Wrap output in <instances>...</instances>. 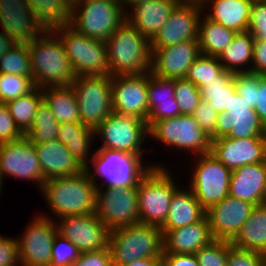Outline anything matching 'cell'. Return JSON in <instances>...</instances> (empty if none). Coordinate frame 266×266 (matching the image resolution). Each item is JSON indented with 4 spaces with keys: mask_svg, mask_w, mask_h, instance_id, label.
Here are the masks:
<instances>
[{
    "mask_svg": "<svg viewBox=\"0 0 266 266\" xmlns=\"http://www.w3.org/2000/svg\"><path fill=\"white\" fill-rule=\"evenodd\" d=\"M202 7L177 4L168 20L151 40V48H164L186 40L198 39Z\"/></svg>",
    "mask_w": 266,
    "mask_h": 266,
    "instance_id": "22",
    "label": "cell"
},
{
    "mask_svg": "<svg viewBox=\"0 0 266 266\" xmlns=\"http://www.w3.org/2000/svg\"><path fill=\"white\" fill-rule=\"evenodd\" d=\"M160 258H145V259H139V260H135L132 261L129 264H123L120 266H155L156 262L159 260Z\"/></svg>",
    "mask_w": 266,
    "mask_h": 266,
    "instance_id": "57",
    "label": "cell"
},
{
    "mask_svg": "<svg viewBox=\"0 0 266 266\" xmlns=\"http://www.w3.org/2000/svg\"><path fill=\"white\" fill-rule=\"evenodd\" d=\"M59 122L52 110L43 101L33 118L30 129L24 134L29 142L42 144L57 140Z\"/></svg>",
    "mask_w": 266,
    "mask_h": 266,
    "instance_id": "39",
    "label": "cell"
},
{
    "mask_svg": "<svg viewBox=\"0 0 266 266\" xmlns=\"http://www.w3.org/2000/svg\"><path fill=\"white\" fill-rule=\"evenodd\" d=\"M218 114L219 113L203 99L193 113V117L197 120L200 127L211 136L212 140H214V131L216 129Z\"/></svg>",
    "mask_w": 266,
    "mask_h": 266,
    "instance_id": "50",
    "label": "cell"
},
{
    "mask_svg": "<svg viewBox=\"0 0 266 266\" xmlns=\"http://www.w3.org/2000/svg\"><path fill=\"white\" fill-rule=\"evenodd\" d=\"M162 233L163 253L195 254L214 240L206 216L199 222L174 230H162Z\"/></svg>",
    "mask_w": 266,
    "mask_h": 266,
    "instance_id": "27",
    "label": "cell"
},
{
    "mask_svg": "<svg viewBox=\"0 0 266 266\" xmlns=\"http://www.w3.org/2000/svg\"><path fill=\"white\" fill-rule=\"evenodd\" d=\"M177 4L184 5H194L198 7H203L206 3V0H174Z\"/></svg>",
    "mask_w": 266,
    "mask_h": 266,
    "instance_id": "58",
    "label": "cell"
},
{
    "mask_svg": "<svg viewBox=\"0 0 266 266\" xmlns=\"http://www.w3.org/2000/svg\"><path fill=\"white\" fill-rule=\"evenodd\" d=\"M42 102V90L39 87H35L28 94L6 103L16 126L23 134L30 129L33 118Z\"/></svg>",
    "mask_w": 266,
    "mask_h": 266,
    "instance_id": "38",
    "label": "cell"
},
{
    "mask_svg": "<svg viewBox=\"0 0 266 266\" xmlns=\"http://www.w3.org/2000/svg\"><path fill=\"white\" fill-rule=\"evenodd\" d=\"M211 154L231 171L243 165L266 161L265 138H229L212 140Z\"/></svg>",
    "mask_w": 266,
    "mask_h": 266,
    "instance_id": "21",
    "label": "cell"
},
{
    "mask_svg": "<svg viewBox=\"0 0 266 266\" xmlns=\"http://www.w3.org/2000/svg\"><path fill=\"white\" fill-rule=\"evenodd\" d=\"M227 266H264V254L233 247L228 241Z\"/></svg>",
    "mask_w": 266,
    "mask_h": 266,
    "instance_id": "47",
    "label": "cell"
},
{
    "mask_svg": "<svg viewBox=\"0 0 266 266\" xmlns=\"http://www.w3.org/2000/svg\"><path fill=\"white\" fill-rule=\"evenodd\" d=\"M174 94L175 79L160 78L148 72L149 114L146 120L148 128L155 121L181 115Z\"/></svg>",
    "mask_w": 266,
    "mask_h": 266,
    "instance_id": "28",
    "label": "cell"
},
{
    "mask_svg": "<svg viewBox=\"0 0 266 266\" xmlns=\"http://www.w3.org/2000/svg\"><path fill=\"white\" fill-rule=\"evenodd\" d=\"M0 174L3 180L6 176L34 182L38 190L45 182L34 144L25 136L0 144Z\"/></svg>",
    "mask_w": 266,
    "mask_h": 266,
    "instance_id": "15",
    "label": "cell"
},
{
    "mask_svg": "<svg viewBox=\"0 0 266 266\" xmlns=\"http://www.w3.org/2000/svg\"><path fill=\"white\" fill-rule=\"evenodd\" d=\"M221 137L265 138V126L257 112L237 92L231 96L229 109L218 114L214 139Z\"/></svg>",
    "mask_w": 266,
    "mask_h": 266,
    "instance_id": "17",
    "label": "cell"
},
{
    "mask_svg": "<svg viewBox=\"0 0 266 266\" xmlns=\"http://www.w3.org/2000/svg\"><path fill=\"white\" fill-rule=\"evenodd\" d=\"M155 266H169L168 263L161 257L155 264Z\"/></svg>",
    "mask_w": 266,
    "mask_h": 266,
    "instance_id": "61",
    "label": "cell"
},
{
    "mask_svg": "<svg viewBox=\"0 0 266 266\" xmlns=\"http://www.w3.org/2000/svg\"><path fill=\"white\" fill-rule=\"evenodd\" d=\"M137 190L138 186L97 188L95 214L109 231L140 222Z\"/></svg>",
    "mask_w": 266,
    "mask_h": 266,
    "instance_id": "13",
    "label": "cell"
},
{
    "mask_svg": "<svg viewBox=\"0 0 266 266\" xmlns=\"http://www.w3.org/2000/svg\"><path fill=\"white\" fill-rule=\"evenodd\" d=\"M252 72L266 75V41L254 39Z\"/></svg>",
    "mask_w": 266,
    "mask_h": 266,
    "instance_id": "53",
    "label": "cell"
},
{
    "mask_svg": "<svg viewBox=\"0 0 266 266\" xmlns=\"http://www.w3.org/2000/svg\"><path fill=\"white\" fill-rule=\"evenodd\" d=\"M234 86L240 97L254 109L259 89V74L253 72L235 73Z\"/></svg>",
    "mask_w": 266,
    "mask_h": 266,
    "instance_id": "46",
    "label": "cell"
},
{
    "mask_svg": "<svg viewBox=\"0 0 266 266\" xmlns=\"http://www.w3.org/2000/svg\"><path fill=\"white\" fill-rule=\"evenodd\" d=\"M264 266H266V254H264Z\"/></svg>",
    "mask_w": 266,
    "mask_h": 266,
    "instance_id": "63",
    "label": "cell"
},
{
    "mask_svg": "<svg viewBox=\"0 0 266 266\" xmlns=\"http://www.w3.org/2000/svg\"><path fill=\"white\" fill-rule=\"evenodd\" d=\"M151 73L165 79L185 78L189 67L201 55L198 39L164 48H151Z\"/></svg>",
    "mask_w": 266,
    "mask_h": 266,
    "instance_id": "20",
    "label": "cell"
},
{
    "mask_svg": "<svg viewBox=\"0 0 266 266\" xmlns=\"http://www.w3.org/2000/svg\"><path fill=\"white\" fill-rule=\"evenodd\" d=\"M40 213L34 215L24 233L17 236L19 261L25 266H49L51 263L57 226L52 217Z\"/></svg>",
    "mask_w": 266,
    "mask_h": 266,
    "instance_id": "14",
    "label": "cell"
},
{
    "mask_svg": "<svg viewBox=\"0 0 266 266\" xmlns=\"http://www.w3.org/2000/svg\"><path fill=\"white\" fill-rule=\"evenodd\" d=\"M0 73L32 78L30 54L27 44H16L0 57Z\"/></svg>",
    "mask_w": 266,
    "mask_h": 266,
    "instance_id": "41",
    "label": "cell"
},
{
    "mask_svg": "<svg viewBox=\"0 0 266 266\" xmlns=\"http://www.w3.org/2000/svg\"><path fill=\"white\" fill-rule=\"evenodd\" d=\"M41 90L43 101L59 123L81 122L75 91L71 85L46 87Z\"/></svg>",
    "mask_w": 266,
    "mask_h": 266,
    "instance_id": "34",
    "label": "cell"
},
{
    "mask_svg": "<svg viewBox=\"0 0 266 266\" xmlns=\"http://www.w3.org/2000/svg\"><path fill=\"white\" fill-rule=\"evenodd\" d=\"M109 1L120 2V0H109Z\"/></svg>",
    "mask_w": 266,
    "mask_h": 266,
    "instance_id": "64",
    "label": "cell"
},
{
    "mask_svg": "<svg viewBox=\"0 0 266 266\" xmlns=\"http://www.w3.org/2000/svg\"><path fill=\"white\" fill-rule=\"evenodd\" d=\"M43 179L75 176L84 168L59 140L34 144Z\"/></svg>",
    "mask_w": 266,
    "mask_h": 266,
    "instance_id": "26",
    "label": "cell"
},
{
    "mask_svg": "<svg viewBox=\"0 0 266 266\" xmlns=\"http://www.w3.org/2000/svg\"><path fill=\"white\" fill-rule=\"evenodd\" d=\"M53 32L60 38L76 76L109 75L104 41L89 38L70 25Z\"/></svg>",
    "mask_w": 266,
    "mask_h": 266,
    "instance_id": "9",
    "label": "cell"
},
{
    "mask_svg": "<svg viewBox=\"0 0 266 266\" xmlns=\"http://www.w3.org/2000/svg\"><path fill=\"white\" fill-rule=\"evenodd\" d=\"M55 222L57 233L74 244L80 253L108 247L110 231L95 213L64 216Z\"/></svg>",
    "mask_w": 266,
    "mask_h": 266,
    "instance_id": "16",
    "label": "cell"
},
{
    "mask_svg": "<svg viewBox=\"0 0 266 266\" xmlns=\"http://www.w3.org/2000/svg\"><path fill=\"white\" fill-rule=\"evenodd\" d=\"M71 266H112L111 252L107 247L95 252L81 253Z\"/></svg>",
    "mask_w": 266,
    "mask_h": 266,
    "instance_id": "52",
    "label": "cell"
},
{
    "mask_svg": "<svg viewBox=\"0 0 266 266\" xmlns=\"http://www.w3.org/2000/svg\"><path fill=\"white\" fill-rule=\"evenodd\" d=\"M169 266H199L195 254L163 253Z\"/></svg>",
    "mask_w": 266,
    "mask_h": 266,
    "instance_id": "55",
    "label": "cell"
},
{
    "mask_svg": "<svg viewBox=\"0 0 266 266\" xmlns=\"http://www.w3.org/2000/svg\"><path fill=\"white\" fill-rule=\"evenodd\" d=\"M248 31L254 39L266 41V1L253 2Z\"/></svg>",
    "mask_w": 266,
    "mask_h": 266,
    "instance_id": "48",
    "label": "cell"
},
{
    "mask_svg": "<svg viewBox=\"0 0 266 266\" xmlns=\"http://www.w3.org/2000/svg\"><path fill=\"white\" fill-rule=\"evenodd\" d=\"M148 132L149 138L172 149L187 150L192 157L211 151V136L200 127L193 115L155 121Z\"/></svg>",
    "mask_w": 266,
    "mask_h": 266,
    "instance_id": "8",
    "label": "cell"
},
{
    "mask_svg": "<svg viewBox=\"0 0 266 266\" xmlns=\"http://www.w3.org/2000/svg\"><path fill=\"white\" fill-rule=\"evenodd\" d=\"M234 76V73L225 70L217 79L200 88L201 98L206 100L218 113L229 109L231 96L236 92Z\"/></svg>",
    "mask_w": 266,
    "mask_h": 266,
    "instance_id": "37",
    "label": "cell"
},
{
    "mask_svg": "<svg viewBox=\"0 0 266 266\" xmlns=\"http://www.w3.org/2000/svg\"><path fill=\"white\" fill-rule=\"evenodd\" d=\"M90 157L92 167L89 164L84 170L97 188L100 186V182L97 181L99 177L105 180L101 184L103 186L114 188L138 186L140 179L155 166L151 163L145 165L142 159L144 156L110 149L94 150V154Z\"/></svg>",
    "mask_w": 266,
    "mask_h": 266,
    "instance_id": "6",
    "label": "cell"
},
{
    "mask_svg": "<svg viewBox=\"0 0 266 266\" xmlns=\"http://www.w3.org/2000/svg\"><path fill=\"white\" fill-rule=\"evenodd\" d=\"M19 263L17 237L0 234V266H17Z\"/></svg>",
    "mask_w": 266,
    "mask_h": 266,
    "instance_id": "51",
    "label": "cell"
},
{
    "mask_svg": "<svg viewBox=\"0 0 266 266\" xmlns=\"http://www.w3.org/2000/svg\"><path fill=\"white\" fill-rule=\"evenodd\" d=\"M40 191L53 220L95 213L97 187L85 170L75 176L46 180Z\"/></svg>",
    "mask_w": 266,
    "mask_h": 266,
    "instance_id": "2",
    "label": "cell"
},
{
    "mask_svg": "<svg viewBox=\"0 0 266 266\" xmlns=\"http://www.w3.org/2000/svg\"><path fill=\"white\" fill-rule=\"evenodd\" d=\"M112 76H77L71 84L78 103L80 121L95 129L112 112Z\"/></svg>",
    "mask_w": 266,
    "mask_h": 266,
    "instance_id": "12",
    "label": "cell"
},
{
    "mask_svg": "<svg viewBox=\"0 0 266 266\" xmlns=\"http://www.w3.org/2000/svg\"><path fill=\"white\" fill-rule=\"evenodd\" d=\"M3 182H4V181H3L2 177H1V174H0V196H1V193H2L1 190L3 189L2 187L4 186V185H3Z\"/></svg>",
    "mask_w": 266,
    "mask_h": 266,
    "instance_id": "62",
    "label": "cell"
},
{
    "mask_svg": "<svg viewBox=\"0 0 266 266\" xmlns=\"http://www.w3.org/2000/svg\"><path fill=\"white\" fill-rule=\"evenodd\" d=\"M0 25L16 44H28L45 31L27 0H0Z\"/></svg>",
    "mask_w": 266,
    "mask_h": 266,
    "instance_id": "23",
    "label": "cell"
},
{
    "mask_svg": "<svg viewBox=\"0 0 266 266\" xmlns=\"http://www.w3.org/2000/svg\"><path fill=\"white\" fill-rule=\"evenodd\" d=\"M255 204L228 195L206 211L214 240L232 241L248 220Z\"/></svg>",
    "mask_w": 266,
    "mask_h": 266,
    "instance_id": "19",
    "label": "cell"
},
{
    "mask_svg": "<svg viewBox=\"0 0 266 266\" xmlns=\"http://www.w3.org/2000/svg\"><path fill=\"white\" fill-rule=\"evenodd\" d=\"M194 157V158H193ZM194 172L188 187L192 190L202 208L207 211L229 195L232 171L225 167L211 152L193 156Z\"/></svg>",
    "mask_w": 266,
    "mask_h": 266,
    "instance_id": "10",
    "label": "cell"
},
{
    "mask_svg": "<svg viewBox=\"0 0 266 266\" xmlns=\"http://www.w3.org/2000/svg\"><path fill=\"white\" fill-rule=\"evenodd\" d=\"M24 136L16 126L9 108L5 103H0V144L15 141Z\"/></svg>",
    "mask_w": 266,
    "mask_h": 266,
    "instance_id": "49",
    "label": "cell"
},
{
    "mask_svg": "<svg viewBox=\"0 0 266 266\" xmlns=\"http://www.w3.org/2000/svg\"><path fill=\"white\" fill-rule=\"evenodd\" d=\"M80 254L74 244L57 233L53 240L49 266H71L79 258Z\"/></svg>",
    "mask_w": 266,
    "mask_h": 266,
    "instance_id": "45",
    "label": "cell"
},
{
    "mask_svg": "<svg viewBox=\"0 0 266 266\" xmlns=\"http://www.w3.org/2000/svg\"><path fill=\"white\" fill-rule=\"evenodd\" d=\"M253 2H256V1H266V0H252Z\"/></svg>",
    "mask_w": 266,
    "mask_h": 266,
    "instance_id": "65",
    "label": "cell"
},
{
    "mask_svg": "<svg viewBox=\"0 0 266 266\" xmlns=\"http://www.w3.org/2000/svg\"><path fill=\"white\" fill-rule=\"evenodd\" d=\"M176 5L174 0L140 1L126 11V20L151 41Z\"/></svg>",
    "mask_w": 266,
    "mask_h": 266,
    "instance_id": "25",
    "label": "cell"
},
{
    "mask_svg": "<svg viewBox=\"0 0 266 266\" xmlns=\"http://www.w3.org/2000/svg\"><path fill=\"white\" fill-rule=\"evenodd\" d=\"M82 0H65L70 8L75 6L76 4L80 3Z\"/></svg>",
    "mask_w": 266,
    "mask_h": 266,
    "instance_id": "60",
    "label": "cell"
},
{
    "mask_svg": "<svg viewBox=\"0 0 266 266\" xmlns=\"http://www.w3.org/2000/svg\"><path fill=\"white\" fill-rule=\"evenodd\" d=\"M17 266H25L24 264H22V263H19Z\"/></svg>",
    "mask_w": 266,
    "mask_h": 266,
    "instance_id": "66",
    "label": "cell"
},
{
    "mask_svg": "<svg viewBox=\"0 0 266 266\" xmlns=\"http://www.w3.org/2000/svg\"><path fill=\"white\" fill-rule=\"evenodd\" d=\"M35 88L31 77L0 73V103H7L24 96Z\"/></svg>",
    "mask_w": 266,
    "mask_h": 266,
    "instance_id": "42",
    "label": "cell"
},
{
    "mask_svg": "<svg viewBox=\"0 0 266 266\" xmlns=\"http://www.w3.org/2000/svg\"><path fill=\"white\" fill-rule=\"evenodd\" d=\"M253 49V35L248 30L237 32L231 44L226 47L218 58L226 71L234 74L252 72Z\"/></svg>",
    "mask_w": 266,
    "mask_h": 266,
    "instance_id": "33",
    "label": "cell"
},
{
    "mask_svg": "<svg viewBox=\"0 0 266 266\" xmlns=\"http://www.w3.org/2000/svg\"><path fill=\"white\" fill-rule=\"evenodd\" d=\"M140 1L145 0H120V3L123 6L124 10L127 11L132 5Z\"/></svg>",
    "mask_w": 266,
    "mask_h": 266,
    "instance_id": "59",
    "label": "cell"
},
{
    "mask_svg": "<svg viewBox=\"0 0 266 266\" xmlns=\"http://www.w3.org/2000/svg\"><path fill=\"white\" fill-rule=\"evenodd\" d=\"M199 266H227L228 241L212 240L195 253Z\"/></svg>",
    "mask_w": 266,
    "mask_h": 266,
    "instance_id": "44",
    "label": "cell"
},
{
    "mask_svg": "<svg viewBox=\"0 0 266 266\" xmlns=\"http://www.w3.org/2000/svg\"><path fill=\"white\" fill-rule=\"evenodd\" d=\"M109 75L151 72V41L125 20L107 39Z\"/></svg>",
    "mask_w": 266,
    "mask_h": 266,
    "instance_id": "3",
    "label": "cell"
},
{
    "mask_svg": "<svg viewBox=\"0 0 266 266\" xmlns=\"http://www.w3.org/2000/svg\"><path fill=\"white\" fill-rule=\"evenodd\" d=\"M252 4V0H206L202 9L207 18L237 33L249 29Z\"/></svg>",
    "mask_w": 266,
    "mask_h": 266,
    "instance_id": "29",
    "label": "cell"
},
{
    "mask_svg": "<svg viewBox=\"0 0 266 266\" xmlns=\"http://www.w3.org/2000/svg\"><path fill=\"white\" fill-rule=\"evenodd\" d=\"M181 115H193L202 100L200 89L186 78L175 79V94Z\"/></svg>",
    "mask_w": 266,
    "mask_h": 266,
    "instance_id": "43",
    "label": "cell"
},
{
    "mask_svg": "<svg viewBox=\"0 0 266 266\" xmlns=\"http://www.w3.org/2000/svg\"><path fill=\"white\" fill-rule=\"evenodd\" d=\"M229 195L255 205L266 203V161L233 170Z\"/></svg>",
    "mask_w": 266,
    "mask_h": 266,
    "instance_id": "24",
    "label": "cell"
},
{
    "mask_svg": "<svg viewBox=\"0 0 266 266\" xmlns=\"http://www.w3.org/2000/svg\"><path fill=\"white\" fill-rule=\"evenodd\" d=\"M13 45H15V43L10 37L3 31H0V57Z\"/></svg>",
    "mask_w": 266,
    "mask_h": 266,
    "instance_id": "56",
    "label": "cell"
},
{
    "mask_svg": "<svg viewBox=\"0 0 266 266\" xmlns=\"http://www.w3.org/2000/svg\"><path fill=\"white\" fill-rule=\"evenodd\" d=\"M155 164L138 182V214L140 223L162 227L174 193L181 187L175 183L170 168ZM169 169V170H168Z\"/></svg>",
    "mask_w": 266,
    "mask_h": 266,
    "instance_id": "5",
    "label": "cell"
},
{
    "mask_svg": "<svg viewBox=\"0 0 266 266\" xmlns=\"http://www.w3.org/2000/svg\"><path fill=\"white\" fill-rule=\"evenodd\" d=\"M111 84L113 113L146 121L149 114L148 72L112 76Z\"/></svg>",
    "mask_w": 266,
    "mask_h": 266,
    "instance_id": "18",
    "label": "cell"
},
{
    "mask_svg": "<svg viewBox=\"0 0 266 266\" xmlns=\"http://www.w3.org/2000/svg\"><path fill=\"white\" fill-rule=\"evenodd\" d=\"M224 71L218 57L201 54L189 67L185 78L200 89L217 79Z\"/></svg>",
    "mask_w": 266,
    "mask_h": 266,
    "instance_id": "40",
    "label": "cell"
},
{
    "mask_svg": "<svg viewBox=\"0 0 266 266\" xmlns=\"http://www.w3.org/2000/svg\"><path fill=\"white\" fill-rule=\"evenodd\" d=\"M35 87L68 86L76 80L70 59L60 38L53 31H44L27 44Z\"/></svg>",
    "mask_w": 266,
    "mask_h": 266,
    "instance_id": "1",
    "label": "cell"
},
{
    "mask_svg": "<svg viewBox=\"0 0 266 266\" xmlns=\"http://www.w3.org/2000/svg\"><path fill=\"white\" fill-rule=\"evenodd\" d=\"M94 130L95 136L102 141V145L96 149H110L140 156L148 151L142 146L149 137L147 123L135 116L112 112Z\"/></svg>",
    "mask_w": 266,
    "mask_h": 266,
    "instance_id": "11",
    "label": "cell"
},
{
    "mask_svg": "<svg viewBox=\"0 0 266 266\" xmlns=\"http://www.w3.org/2000/svg\"><path fill=\"white\" fill-rule=\"evenodd\" d=\"M235 34V31L210 20L202 13L198 31L201 54L219 57L231 44Z\"/></svg>",
    "mask_w": 266,
    "mask_h": 266,
    "instance_id": "35",
    "label": "cell"
},
{
    "mask_svg": "<svg viewBox=\"0 0 266 266\" xmlns=\"http://www.w3.org/2000/svg\"><path fill=\"white\" fill-rule=\"evenodd\" d=\"M108 248L112 266L145 258H161L163 233L160 227L139 222L110 231Z\"/></svg>",
    "mask_w": 266,
    "mask_h": 266,
    "instance_id": "4",
    "label": "cell"
},
{
    "mask_svg": "<svg viewBox=\"0 0 266 266\" xmlns=\"http://www.w3.org/2000/svg\"><path fill=\"white\" fill-rule=\"evenodd\" d=\"M254 109L258 114L260 122L266 126V75H259L257 103Z\"/></svg>",
    "mask_w": 266,
    "mask_h": 266,
    "instance_id": "54",
    "label": "cell"
},
{
    "mask_svg": "<svg viewBox=\"0 0 266 266\" xmlns=\"http://www.w3.org/2000/svg\"><path fill=\"white\" fill-rule=\"evenodd\" d=\"M94 138H96L95 130L81 122L59 123L57 140L67 147L84 169L90 163L89 155L94 154L90 153Z\"/></svg>",
    "mask_w": 266,
    "mask_h": 266,
    "instance_id": "31",
    "label": "cell"
},
{
    "mask_svg": "<svg viewBox=\"0 0 266 266\" xmlns=\"http://www.w3.org/2000/svg\"><path fill=\"white\" fill-rule=\"evenodd\" d=\"M30 10L45 31L70 25L71 8L65 0H27Z\"/></svg>",
    "mask_w": 266,
    "mask_h": 266,
    "instance_id": "36",
    "label": "cell"
},
{
    "mask_svg": "<svg viewBox=\"0 0 266 266\" xmlns=\"http://www.w3.org/2000/svg\"><path fill=\"white\" fill-rule=\"evenodd\" d=\"M206 211L188 187H180L173 195L168 216L161 230H174L201 221Z\"/></svg>",
    "mask_w": 266,
    "mask_h": 266,
    "instance_id": "30",
    "label": "cell"
},
{
    "mask_svg": "<svg viewBox=\"0 0 266 266\" xmlns=\"http://www.w3.org/2000/svg\"><path fill=\"white\" fill-rule=\"evenodd\" d=\"M231 245L266 254V203L255 206Z\"/></svg>",
    "mask_w": 266,
    "mask_h": 266,
    "instance_id": "32",
    "label": "cell"
},
{
    "mask_svg": "<svg viewBox=\"0 0 266 266\" xmlns=\"http://www.w3.org/2000/svg\"><path fill=\"white\" fill-rule=\"evenodd\" d=\"M125 20L126 11L120 2L82 0L71 8L70 26L89 38L106 42Z\"/></svg>",
    "mask_w": 266,
    "mask_h": 266,
    "instance_id": "7",
    "label": "cell"
}]
</instances>
